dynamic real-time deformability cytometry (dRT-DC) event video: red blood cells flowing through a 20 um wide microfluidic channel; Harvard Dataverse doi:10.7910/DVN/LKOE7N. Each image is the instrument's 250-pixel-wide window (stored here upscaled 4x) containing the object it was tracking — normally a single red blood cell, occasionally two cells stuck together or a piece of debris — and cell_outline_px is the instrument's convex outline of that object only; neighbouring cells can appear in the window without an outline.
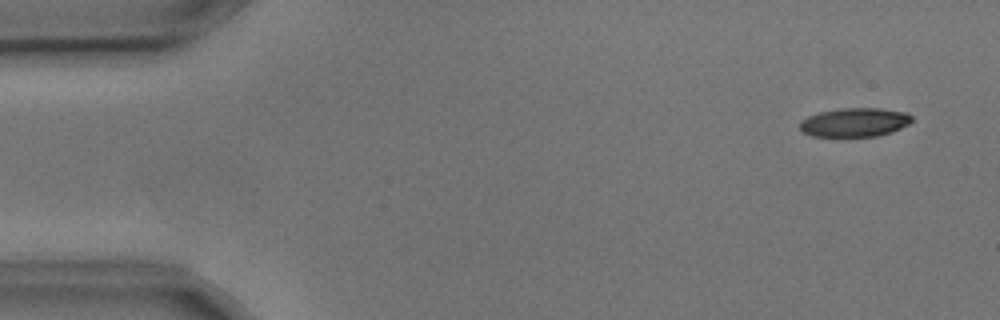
{"species": "common noctule bat (a hibernating species)", "species_latin": "Nyctalus noctula", "temperature_condition": "cold", "stored_images_in_passage": 4, "camera_frame_rate_fps": 3000, "um_per_image_px": 0.085, "animal": {"sex": "male", "body_mass_g": 17.9, "forearm_length_mm": 54.2}, "frame": {"image": 1, "passage_image": 1, "time_ms": 0.0, "image_size_px": [1000, 320], "cell_outline_px": [[912, 120], [908, 124], [892, 132], [876, 136], [812, 136], [800, 132], [800, 120], [808, 116], [820, 112], [844, 108], [880, 108], [908, 112], [912, 116]], "centroid_in_image_um": [72.64, 10.39], "position_along_channel_um": 12.4, "area_um2": 18.9}}
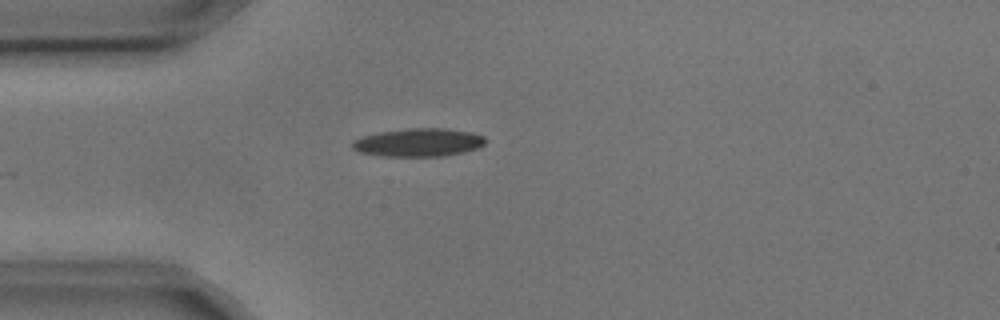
{"frame": {"image": 2, "passage_image": 3, "time_ms": 0.667, "image_size_px": [1000, 320], "cell_outline_px": [[488, 140], [484, 144], [476, 148], [464, 152], [444, 156], [384, 156], [360, 152], [352, 148], [352, 140], [360, 136], [380, 132], [408, 128], [444, 128], [472, 132], [484, 136]], "centroid_in_image_um": [35.58, 12.1], "position_along_channel_um": 49.4, "area_um2": 21.96}}